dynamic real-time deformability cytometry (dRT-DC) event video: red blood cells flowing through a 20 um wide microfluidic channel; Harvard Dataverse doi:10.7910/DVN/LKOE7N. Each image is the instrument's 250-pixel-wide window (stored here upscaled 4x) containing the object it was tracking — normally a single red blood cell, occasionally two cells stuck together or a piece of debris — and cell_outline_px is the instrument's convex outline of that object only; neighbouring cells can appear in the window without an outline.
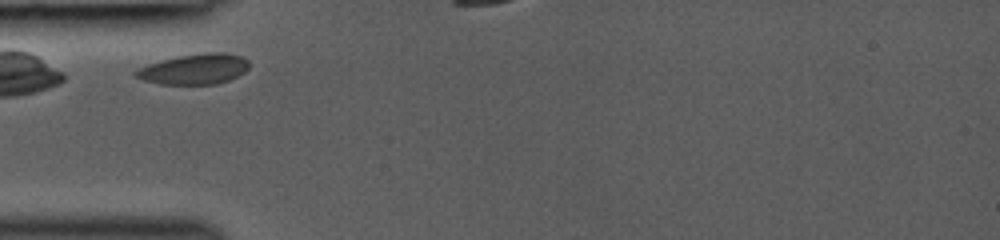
{"species": "common noctule bat (a hibernating species)", "species_latin": "Nyctalus noctula", "temperature_condition": "room temperature", "stored_images_in_passage": 8, "camera_frame_rate_fps": 3000, "um_per_image_px": 0.085, "animal": {"sex": "female", "body_mass_g": 19.0, "forearm_length_mm": 53.3}, "frame": {"image": 1, "passage_image": 2, "time_ms": 0.333, "image_size_px": [1000, 240], "cell_outline_px": [[248, 68], [244, 72], [228, 80], [216, 84], [160, 84], [144, 80], [136, 76], [132, 72], [148, 64], [160, 60], [180, 56], [204, 52], [224, 52], [240, 56], [248, 60]], "centroid_in_image_um": [16.52, 5.87], "position_along_channel_um": 68.5, "area_um2": 19.94}}